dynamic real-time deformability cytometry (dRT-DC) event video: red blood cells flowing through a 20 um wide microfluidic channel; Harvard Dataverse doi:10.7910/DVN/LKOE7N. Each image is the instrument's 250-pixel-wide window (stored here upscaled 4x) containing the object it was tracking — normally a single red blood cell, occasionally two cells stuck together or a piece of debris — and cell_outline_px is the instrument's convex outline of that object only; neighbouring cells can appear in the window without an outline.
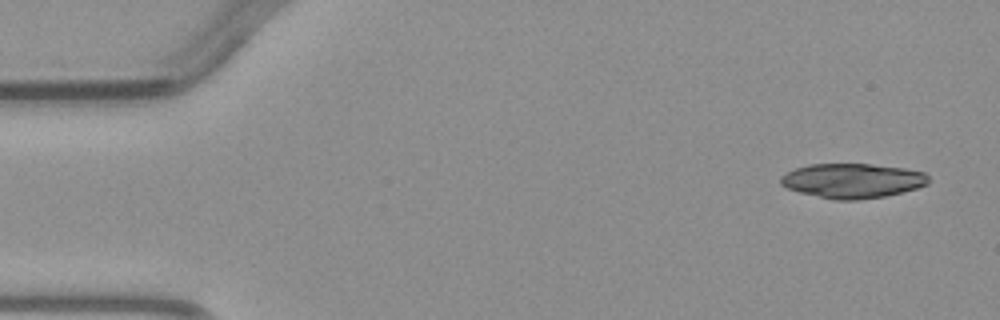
{"species": "common noctule bat (a hibernating species)", "species_latin": "Nyctalus noctula", "temperature_condition": "warm", "stored_images_in_passage": 4, "camera_frame_rate_fps": 3000, "um_per_image_px": 0.085, "animal": {"sex": "male", "body_mass_g": 23.1, "forearm_length_mm": 52.7}, "frame": {"image": 1, "passage_image": 1, "time_ms": 0.0, "image_size_px": [1000, 320], "cell_outline_px": [[928, 184], [916, 188], [884, 196], [856, 200], [836, 200], [800, 192], [788, 188], [780, 184], [780, 176], [796, 168], [808, 164], [872, 164], [904, 168], [924, 172], [928, 176]], "centroid_in_image_um": [72.45, 15.35], "position_along_channel_um": 12.6, "area_um2": 29.59}}